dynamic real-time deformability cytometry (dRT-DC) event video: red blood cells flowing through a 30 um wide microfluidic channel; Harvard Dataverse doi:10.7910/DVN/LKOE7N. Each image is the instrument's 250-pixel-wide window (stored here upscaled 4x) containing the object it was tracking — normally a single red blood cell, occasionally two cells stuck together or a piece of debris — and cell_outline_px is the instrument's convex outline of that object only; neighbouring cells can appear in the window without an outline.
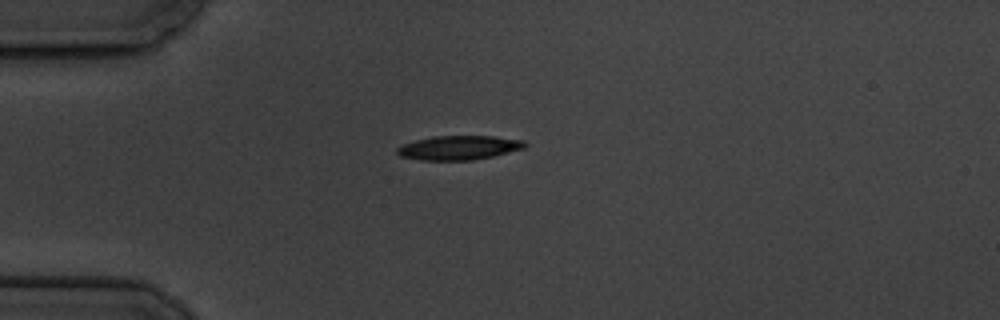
{"species": "common noctule bat (a hibernating species)", "species_latin": "Nyctalus noctula", "temperature_condition": "cold", "stored_images_in_passage": 6, "camera_frame_rate_fps": 3000, "um_per_image_px": 0.085, "animal": {"sex": "male", "body_mass_g": 19.5, "forearm_length_mm": 54.6}, "frame": {"image": 1, "passage_image": 1, "time_ms": 0.0, "image_size_px": [1000, 320], "cell_outline_px": [[528, 144], [524, 148], [492, 156], [472, 160], [420, 160], [400, 156], [396, 152], [396, 148], [404, 144], [416, 140], [432, 136], [496, 136], [524, 140]], "centroid_in_image_um": [39.01, 12.55], "position_along_channel_um": 46.0, "area_um2": 17.98}}
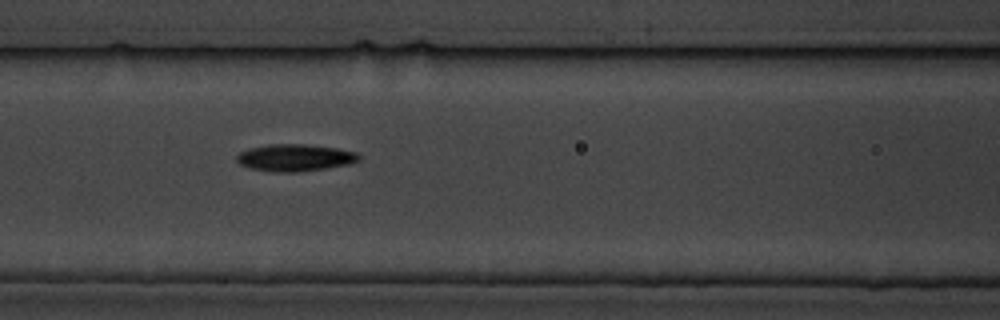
{"frame": {"image": 2, "passage_image": 4, "time_ms": 3.333, "image_size_px": [1000, 320], "cell_outline_px": [[360, 160], [348, 164], [328, 168], [300, 172], [272, 172], [248, 168], [240, 164], [236, 160], [236, 156], [240, 152], [248, 148], [268, 144], [304, 144], [336, 148], [356, 152], [360, 156]], "centroid_in_image_um": [25.04, 13.41], "position_along_channel_um": 141.6, "area_um2": 19.42}}
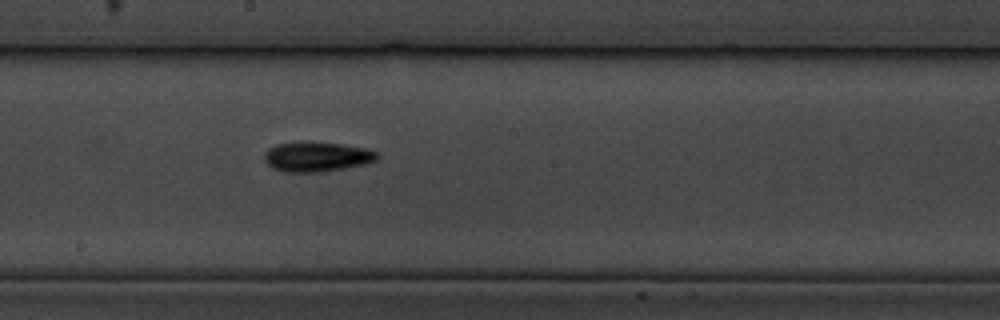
{"frame": {"image": 3, "passage_image": 6, "time_ms": 5.667, "image_size_px": [1000, 320], "cell_outline_px": [[380, 156], [376, 160], [364, 164], [324, 172], [284, 172], [272, 168], [264, 160], [264, 152], [268, 148], [276, 144], [340, 144], [364, 148], [376, 152]], "centroid_in_image_um": [26.91, 13.37], "position_along_channel_um": 221.3, "area_um2": 18.96}}